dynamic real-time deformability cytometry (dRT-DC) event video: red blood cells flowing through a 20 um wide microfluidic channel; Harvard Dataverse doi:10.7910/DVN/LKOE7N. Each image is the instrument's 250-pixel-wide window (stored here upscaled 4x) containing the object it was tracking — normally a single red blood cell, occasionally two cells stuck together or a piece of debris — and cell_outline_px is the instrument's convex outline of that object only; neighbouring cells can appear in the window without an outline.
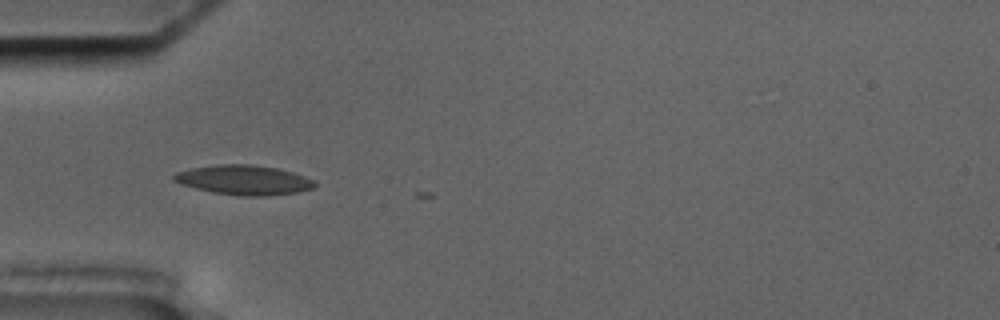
{"species": "common noctule bat (a hibernating species)", "species_latin": "Nyctalus noctula", "temperature_condition": "cold", "stored_images_in_passage": 7, "camera_frame_rate_fps": 3000, "um_per_image_px": 0.085, "animal": {"sex": "male", "body_mass_g": 17.5, "forearm_length_mm": 52.3}, "frame": {"image": 1, "passage_image": 4, "time_ms": 3.333, "image_size_px": [1000, 320], "cell_outline_px": [[316, 184], [312, 188], [296, 192], [268, 196], [240, 196], [212, 192], [180, 184], [172, 180], [172, 176], [176, 172], [192, 168], [216, 164], [252, 164], [276, 168], [292, 172], [316, 180]], "centroid_in_image_um": [20.71, 15.3], "position_along_channel_um": 64.3, "area_um2": 24.39}}
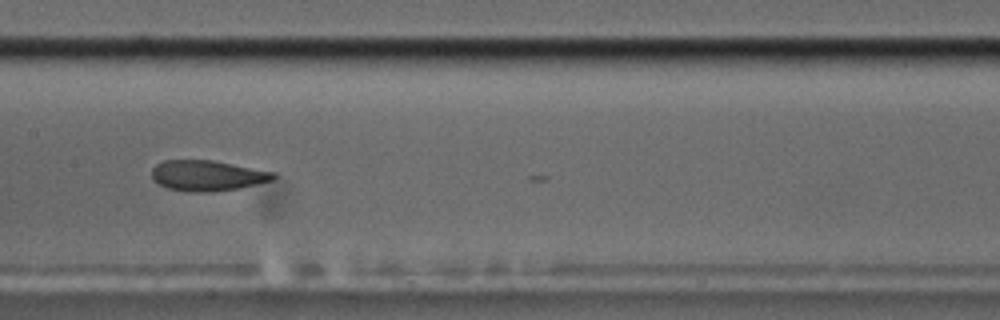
{"frame": {"image": 2, "passage_image": 7, "time_ms": 7.0, "image_size_px": [1000, 320], "cell_outline_px": [[276, 180], [240, 188], [212, 192], [188, 192], [168, 188], [152, 180], [152, 168], [156, 164], [164, 160], [212, 160], [276, 172]], "centroid_in_image_um": [17.65, 14.93], "position_along_channel_um": 189.7, "area_um2": 21.91}}